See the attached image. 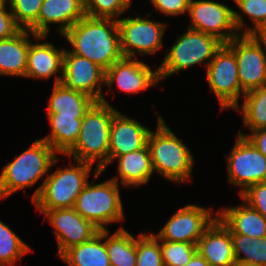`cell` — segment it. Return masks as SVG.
<instances>
[{"label":"cell","instance_id":"obj_1","mask_svg":"<svg viewBox=\"0 0 266 266\" xmlns=\"http://www.w3.org/2000/svg\"><path fill=\"white\" fill-rule=\"evenodd\" d=\"M73 54L89 59L104 71L123 58L117 19L84 16L64 34Z\"/></svg>","mask_w":266,"mask_h":266},{"label":"cell","instance_id":"obj_2","mask_svg":"<svg viewBox=\"0 0 266 266\" xmlns=\"http://www.w3.org/2000/svg\"><path fill=\"white\" fill-rule=\"evenodd\" d=\"M116 112L106 100L97 101L83 117L78 140L65 155L92 165L97 160L96 167L103 172L108 167L110 126Z\"/></svg>","mask_w":266,"mask_h":266},{"label":"cell","instance_id":"obj_3","mask_svg":"<svg viewBox=\"0 0 266 266\" xmlns=\"http://www.w3.org/2000/svg\"><path fill=\"white\" fill-rule=\"evenodd\" d=\"M156 132L150 131L147 145L153 170L172 182L190 180L194 158L191 150L171 131L158 115Z\"/></svg>","mask_w":266,"mask_h":266},{"label":"cell","instance_id":"obj_4","mask_svg":"<svg viewBox=\"0 0 266 266\" xmlns=\"http://www.w3.org/2000/svg\"><path fill=\"white\" fill-rule=\"evenodd\" d=\"M57 152L43 139H36L30 148L15 155L3 166L0 175V199L27 187L34 186L57 163Z\"/></svg>","mask_w":266,"mask_h":266},{"label":"cell","instance_id":"obj_5","mask_svg":"<svg viewBox=\"0 0 266 266\" xmlns=\"http://www.w3.org/2000/svg\"><path fill=\"white\" fill-rule=\"evenodd\" d=\"M92 164L75 160L68 168L46 175L44 182L32 195L38 210L74 208L77 197L88 184Z\"/></svg>","mask_w":266,"mask_h":266},{"label":"cell","instance_id":"obj_6","mask_svg":"<svg viewBox=\"0 0 266 266\" xmlns=\"http://www.w3.org/2000/svg\"><path fill=\"white\" fill-rule=\"evenodd\" d=\"M94 170V180L83 188L77 197L74 209L100 230H106L107 224L118 223L124 219L119 184L111 178L94 184L102 173L97 167Z\"/></svg>","mask_w":266,"mask_h":266},{"label":"cell","instance_id":"obj_7","mask_svg":"<svg viewBox=\"0 0 266 266\" xmlns=\"http://www.w3.org/2000/svg\"><path fill=\"white\" fill-rule=\"evenodd\" d=\"M222 45L223 42L213 35L186 29L158 67L160 80L204 62L207 67Z\"/></svg>","mask_w":266,"mask_h":266},{"label":"cell","instance_id":"obj_8","mask_svg":"<svg viewBox=\"0 0 266 266\" xmlns=\"http://www.w3.org/2000/svg\"><path fill=\"white\" fill-rule=\"evenodd\" d=\"M188 13L191 17L188 28L213 35L223 43L240 34H249L240 13L225 4L212 0H191Z\"/></svg>","mask_w":266,"mask_h":266},{"label":"cell","instance_id":"obj_9","mask_svg":"<svg viewBox=\"0 0 266 266\" xmlns=\"http://www.w3.org/2000/svg\"><path fill=\"white\" fill-rule=\"evenodd\" d=\"M210 90L217 96L222 110L239 111L241 89L235 52L226 44L216 51L214 58L206 67Z\"/></svg>","mask_w":266,"mask_h":266},{"label":"cell","instance_id":"obj_10","mask_svg":"<svg viewBox=\"0 0 266 266\" xmlns=\"http://www.w3.org/2000/svg\"><path fill=\"white\" fill-rule=\"evenodd\" d=\"M226 157L228 182L240 187V195L250 186L266 181V157L239 131Z\"/></svg>","mask_w":266,"mask_h":266},{"label":"cell","instance_id":"obj_11","mask_svg":"<svg viewBox=\"0 0 266 266\" xmlns=\"http://www.w3.org/2000/svg\"><path fill=\"white\" fill-rule=\"evenodd\" d=\"M226 44L235 52L241 89L246 93L266 85V48L254 34H240Z\"/></svg>","mask_w":266,"mask_h":266},{"label":"cell","instance_id":"obj_12","mask_svg":"<svg viewBox=\"0 0 266 266\" xmlns=\"http://www.w3.org/2000/svg\"><path fill=\"white\" fill-rule=\"evenodd\" d=\"M121 51L124 57L135 58L136 52L144 55L156 53L161 49L166 24L155 22L141 16L120 18Z\"/></svg>","mask_w":266,"mask_h":266},{"label":"cell","instance_id":"obj_13","mask_svg":"<svg viewBox=\"0 0 266 266\" xmlns=\"http://www.w3.org/2000/svg\"><path fill=\"white\" fill-rule=\"evenodd\" d=\"M211 210L196 204L179 209L155 235L157 239L197 244L206 228L217 216Z\"/></svg>","mask_w":266,"mask_h":266},{"label":"cell","instance_id":"obj_14","mask_svg":"<svg viewBox=\"0 0 266 266\" xmlns=\"http://www.w3.org/2000/svg\"><path fill=\"white\" fill-rule=\"evenodd\" d=\"M54 228L58 257L69 248L91 240L100 229L83 218L74 208L40 210Z\"/></svg>","mask_w":266,"mask_h":266},{"label":"cell","instance_id":"obj_15","mask_svg":"<svg viewBox=\"0 0 266 266\" xmlns=\"http://www.w3.org/2000/svg\"><path fill=\"white\" fill-rule=\"evenodd\" d=\"M61 83L69 89L84 92L97 101L106 100L102 93V87L105 86V71L89 59L66 49Z\"/></svg>","mask_w":266,"mask_h":266},{"label":"cell","instance_id":"obj_16","mask_svg":"<svg viewBox=\"0 0 266 266\" xmlns=\"http://www.w3.org/2000/svg\"><path fill=\"white\" fill-rule=\"evenodd\" d=\"M158 68L154 71L136 58L123 57L105 71V85L113 88L114 82L121 91L136 94L160 82Z\"/></svg>","mask_w":266,"mask_h":266},{"label":"cell","instance_id":"obj_17","mask_svg":"<svg viewBox=\"0 0 266 266\" xmlns=\"http://www.w3.org/2000/svg\"><path fill=\"white\" fill-rule=\"evenodd\" d=\"M85 16V0H43L38 20L28 29L38 36H48L49 24H59L64 34Z\"/></svg>","mask_w":266,"mask_h":266},{"label":"cell","instance_id":"obj_18","mask_svg":"<svg viewBox=\"0 0 266 266\" xmlns=\"http://www.w3.org/2000/svg\"><path fill=\"white\" fill-rule=\"evenodd\" d=\"M150 129L117 111L110 126L108 165L118 156L144 148Z\"/></svg>","mask_w":266,"mask_h":266},{"label":"cell","instance_id":"obj_19","mask_svg":"<svg viewBox=\"0 0 266 266\" xmlns=\"http://www.w3.org/2000/svg\"><path fill=\"white\" fill-rule=\"evenodd\" d=\"M197 252L210 266H235L231 232L216 217L196 244Z\"/></svg>","mask_w":266,"mask_h":266},{"label":"cell","instance_id":"obj_20","mask_svg":"<svg viewBox=\"0 0 266 266\" xmlns=\"http://www.w3.org/2000/svg\"><path fill=\"white\" fill-rule=\"evenodd\" d=\"M65 49H57L51 42L30 43L27 55L26 78L47 79L56 75L54 84L61 83ZM60 72V76L57 73Z\"/></svg>","mask_w":266,"mask_h":266},{"label":"cell","instance_id":"obj_21","mask_svg":"<svg viewBox=\"0 0 266 266\" xmlns=\"http://www.w3.org/2000/svg\"><path fill=\"white\" fill-rule=\"evenodd\" d=\"M34 39L41 40L47 36H38L27 29H21L13 37L0 40V76L11 75L25 77L27 69V55L29 50V34Z\"/></svg>","mask_w":266,"mask_h":266},{"label":"cell","instance_id":"obj_22","mask_svg":"<svg viewBox=\"0 0 266 266\" xmlns=\"http://www.w3.org/2000/svg\"><path fill=\"white\" fill-rule=\"evenodd\" d=\"M216 214L231 234H243L256 239L266 237V218L246 202L239 206L222 207Z\"/></svg>","mask_w":266,"mask_h":266},{"label":"cell","instance_id":"obj_23","mask_svg":"<svg viewBox=\"0 0 266 266\" xmlns=\"http://www.w3.org/2000/svg\"><path fill=\"white\" fill-rule=\"evenodd\" d=\"M117 177H111L118 183L121 178V185L125 187H139L147 184L153 174V166L148 145L144 148L118 156Z\"/></svg>","mask_w":266,"mask_h":266},{"label":"cell","instance_id":"obj_24","mask_svg":"<svg viewBox=\"0 0 266 266\" xmlns=\"http://www.w3.org/2000/svg\"><path fill=\"white\" fill-rule=\"evenodd\" d=\"M96 102V99L84 92L69 89L62 83L54 84L47 114L83 118Z\"/></svg>","mask_w":266,"mask_h":266},{"label":"cell","instance_id":"obj_25","mask_svg":"<svg viewBox=\"0 0 266 266\" xmlns=\"http://www.w3.org/2000/svg\"><path fill=\"white\" fill-rule=\"evenodd\" d=\"M103 240L104 230H100L91 240L69 248L59 258L68 266H111Z\"/></svg>","mask_w":266,"mask_h":266},{"label":"cell","instance_id":"obj_26","mask_svg":"<svg viewBox=\"0 0 266 266\" xmlns=\"http://www.w3.org/2000/svg\"><path fill=\"white\" fill-rule=\"evenodd\" d=\"M51 134L45 140L57 153L65 155L78 140L83 118L47 114Z\"/></svg>","mask_w":266,"mask_h":266},{"label":"cell","instance_id":"obj_27","mask_svg":"<svg viewBox=\"0 0 266 266\" xmlns=\"http://www.w3.org/2000/svg\"><path fill=\"white\" fill-rule=\"evenodd\" d=\"M109 234L107 229L104 230V240L110 265L136 266V238L123 227L116 230L113 235L110 236Z\"/></svg>","mask_w":266,"mask_h":266},{"label":"cell","instance_id":"obj_28","mask_svg":"<svg viewBox=\"0 0 266 266\" xmlns=\"http://www.w3.org/2000/svg\"><path fill=\"white\" fill-rule=\"evenodd\" d=\"M240 108L243 123L251 131L266 129V85L244 94Z\"/></svg>","mask_w":266,"mask_h":266},{"label":"cell","instance_id":"obj_29","mask_svg":"<svg viewBox=\"0 0 266 266\" xmlns=\"http://www.w3.org/2000/svg\"><path fill=\"white\" fill-rule=\"evenodd\" d=\"M231 238L236 263L266 266V237L256 239L243 234H231Z\"/></svg>","mask_w":266,"mask_h":266},{"label":"cell","instance_id":"obj_30","mask_svg":"<svg viewBox=\"0 0 266 266\" xmlns=\"http://www.w3.org/2000/svg\"><path fill=\"white\" fill-rule=\"evenodd\" d=\"M31 248L4 222L0 221V265L14 266Z\"/></svg>","mask_w":266,"mask_h":266},{"label":"cell","instance_id":"obj_31","mask_svg":"<svg viewBox=\"0 0 266 266\" xmlns=\"http://www.w3.org/2000/svg\"><path fill=\"white\" fill-rule=\"evenodd\" d=\"M136 256V266H164L160 242L151 233L136 238Z\"/></svg>","mask_w":266,"mask_h":266},{"label":"cell","instance_id":"obj_32","mask_svg":"<svg viewBox=\"0 0 266 266\" xmlns=\"http://www.w3.org/2000/svg\"><path fill=\"white\" fill-rule=\"evenodd\" d=\"M158 240L164 266H185L197 252L196 244Z\"/></svg>","mask_w":266,"mask_h":266},{"label":"cell","instance_id":"obj_33","mask_svg":"<svg viewBox=\"0 0 266 266\" xmlns=\"http://www.w3.org/2000/svg\"><path fill=\"white\" fill-rule=\"evenodd\" d=\"M132 0H85V15L93 18L119 19L130 8Z\"/></svg>","mask_w":266,"mask_h":266},{"label":"cell","instance_id":"obj_34","mask_svg":"<svg viewBox=\"0 0 266 266\" xmlns=\"http://www.w3.org/2000/svg\"><path fill=\"white\" fill-rule=\"evenodd\" d=\"M9 3L16 24L29 29L37 20L43 0H5Z\"/></svg>","mask_w":266,"mask_h":266},{"label":"cell","instance_id":"obj_35","mask_svg":"<svg viewBox=\"0 0 266 266\" xmlns=\"http://www.w3.org/2000/svg\"><path fill=\"white\" fill-rule=\"evenodd\" d=\"M240 10L251 19L253 28L249 34H254L266 23V0H234Z\"/></svg>","mask_w":266,"mask_h":266},{"label":"cell","instance_id":"obj_36","mask_svg":"<svg viewBox=\"0 0 266 266\" xmlns=\"http://www.w3.org/2000/svg\"><path fill=\"white\" fill-rule=\"evenodd\" d=\"M240 197L266 218V181L250 186Z\"/></svg>","mask_w":266,"mask_h":266},{"label":"cell","instance_id":"obj_37","mask_svg":"<svg viewBox=\"0 0 266 266\" xmlns=\"http://www.w3.org/2000/svg\"><path fill=\"white\" fill-rule=\"evenodd\" d=\"M6 1L0 0V40H5L17 34L21 28L16 24L14 16L6 10Z\"/></svg>","mask_w":266,"mask_h":266},{"label":"cell","instance_id":"obj_38","mask_svg":"<svg viewBox=\"0 0 266 266\" xmlns=\"http://www.w3.org/2000/svg\"><path fill=\"white\" fill-rule=\"evenodd\" d=\"M155 6V11H161L166 16H176L188 12L191 0H150Z\"/></svg>","mask_w":266,"mask_h":266},{"label":"cell","instance_id":"obj_39","mask_svg":"<svg viewBox=\"0 0 266 266\" xmlns=\"http://www.w3.org/2000/svg\"><path fill=\"white\" fill-rule=\"evenodd\" d=\"M245 137L266 157V129L251 131Z\"/></svg>","mask_w":266,"mask_h":266},{"label":"cell","instance_id":"obj_40","mask_svg":"<svg viewBox=\"0 0 266 266\" xmlns=\"http://www.w3.org/2000/svg\"><path fill=\"white\" fill-rule=\"evenodd\" d=\"M185 266H210L208 262L196 252Z\"/></svg>","mask_w":266,"mask_h":266},{"label":"cell","instance_id":"obj_41","mask_svg":"<svg viewBox=\"0 0 266 266\" xmlns=\"http://www.w3.org/2000/svg\"><path fill=\"white\" fill-rule=\"evenodd\" d=\"M254 36L266 48V23L254 33Z\"/></svg>","mask_w":266,"mask_h":266},{"label":"cell","instance_id":"obj_42","mask_svg":"<svg viewBox=\"0 0 266 266\" xmlns=\"http://www.w3.org/2000/svg\"><path fill=\"white\" fill-rule=\"evenodd\" d=\"M235 266H258V265H248V264H238V263H236Z\"/></svg>","mask_w":266,"mask_h":266}]
</instances>
